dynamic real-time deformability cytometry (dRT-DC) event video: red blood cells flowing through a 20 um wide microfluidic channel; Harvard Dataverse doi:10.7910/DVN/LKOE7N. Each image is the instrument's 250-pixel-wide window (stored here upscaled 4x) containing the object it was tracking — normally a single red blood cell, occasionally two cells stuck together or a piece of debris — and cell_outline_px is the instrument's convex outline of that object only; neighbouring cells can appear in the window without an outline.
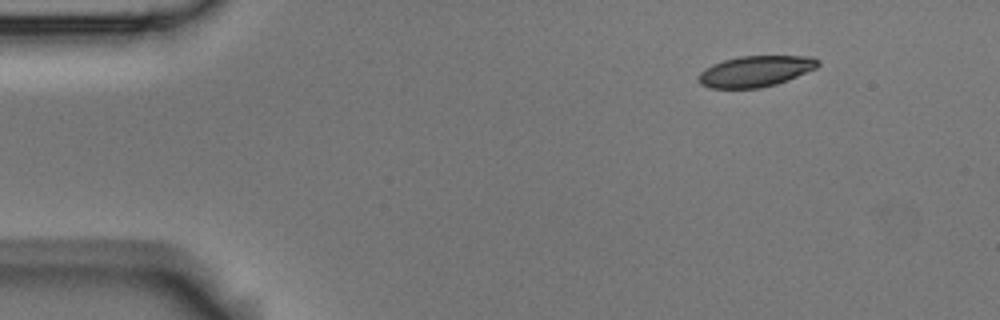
{"species": "Egyptian fruit bat (a non-hibernating species)", "species_latin": "Rousettus aegyptiacus", "temperature_condition": "room temperature", "stored_images_in_passage": 9, "camera_frame_rate_fps": 3000, "um_per_image_px": 0.085, "animal": {"sex": "male"}, "frame": {"image": 1, "passage_image": 1, "time_ms": 0.0, "image_size_px": [1000, 320], "cell_outline_px": [[820, 64], [816, 68], [788, 80], [776, 84], [760, 88], [708, 88], [700, 84], [696, 80], [696, 76], [704, 68], [712, 64], [724, 60], [740, 56], [812, 56], [820, 60]], "centroid_in_image_um": [64.18, 6.06], "position_along_channel_um": 20.8, "area_um2": 21.79}}
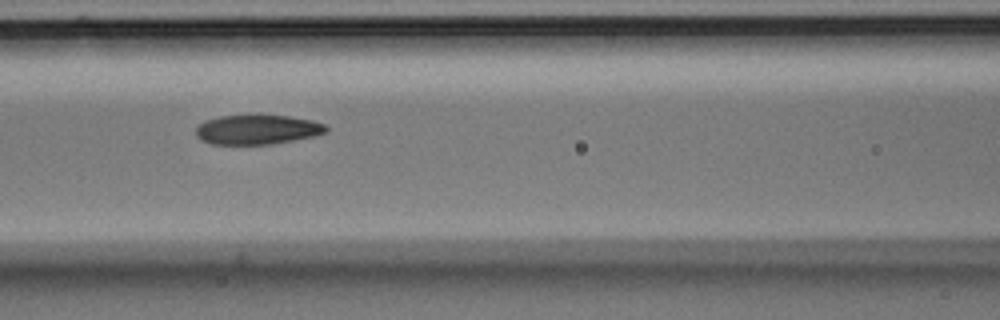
{"frame": {"image": 2, "passage_image": 6, "time_ms": 1.667, "image_size_px": [1000, 320], "cell_outline_px": [[328, 132], [312, 136], [272, 144], [212, 144], [200, 140], [196, 136], [196, 128], [204, 120], [220, 116], [288, 116], [312, 120], [324, 124], [328, 128]], "centroid_in_image_um": [21.85, 11.02], "position_along_channel_um": 144.8, "area_um2": 22.2}}
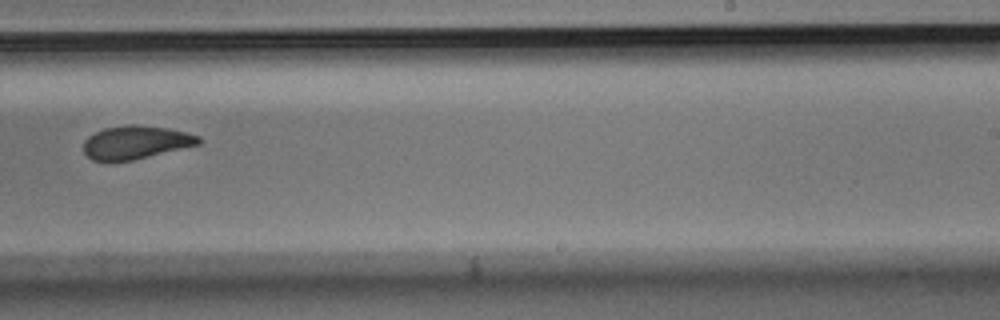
{"frame": {"image": 3, "passage_image": 9, "time_ms": 2.667, "image_size_px": [1000, 320], "cell_outline_px": [[200, 144], [132, 160], [112, 164], [92, 160], [84, 152], [84, 140], [88, 136], [104, 128], [128, 124], [136, 124], [168, 128], [200, 136]], "centroid_in_image_um": [11.48, 12.12], "position_along_channel_um": 277.5, "area_um2": 22.6}}